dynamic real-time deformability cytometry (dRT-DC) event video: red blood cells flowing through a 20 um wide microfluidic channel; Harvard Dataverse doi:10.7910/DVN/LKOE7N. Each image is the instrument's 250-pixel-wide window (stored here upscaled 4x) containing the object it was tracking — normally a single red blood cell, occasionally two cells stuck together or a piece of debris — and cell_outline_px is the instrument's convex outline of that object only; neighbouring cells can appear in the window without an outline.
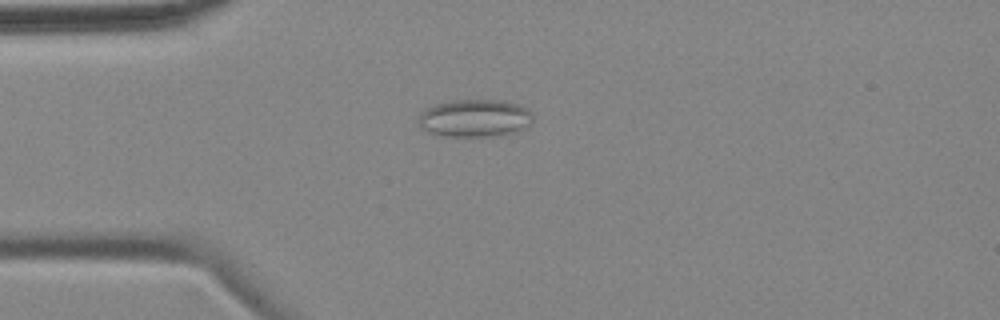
{"species": "common noctule bat (a hibernating species)", "species_latin": "Nyctalus noctula", "temperature_condition": "cold", "stored_images_in_passage": 2, "camera_frame_rate_fps": 3000, "um_per_image_px": 0.085, "animal": {"sex": "female", "body_mass_g": 18.4}, "frame": {"image": 1, "passage_image": 2, "time_ms": 1.333, "image_size_px": [1000, 320], "cell_outline_px": [[532, 120], [528, 124], [512, 132], [500, 136], [440, 136], [428, 132], [420, 128], [420, 112], [424, 108], [436, 104], [452, 100], [504, 100], [520, 104], [528, 108], [532, 112]], "centroid_in_image_um": [40.34, 10.03], "position_along_channel_um": 44.7, "area_um2": 25.2}}